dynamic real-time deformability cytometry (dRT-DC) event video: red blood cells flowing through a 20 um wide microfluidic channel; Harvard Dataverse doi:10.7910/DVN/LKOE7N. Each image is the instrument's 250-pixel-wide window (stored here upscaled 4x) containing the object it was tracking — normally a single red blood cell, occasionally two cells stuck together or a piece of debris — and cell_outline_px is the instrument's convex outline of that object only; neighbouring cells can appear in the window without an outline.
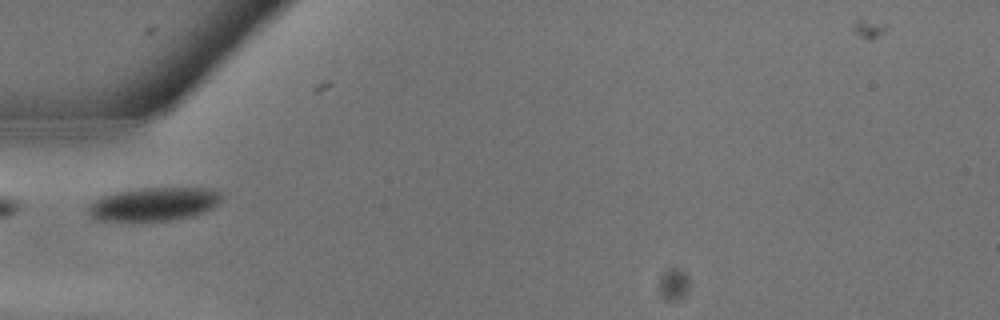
{"species": "common noctule bat (a hibernating species)", "species_latin": "Nyctalus noctula", "temperature_condition": "warm", "stored_images_in_passage": 20, "camera_frame_rate_fps": 3000, "um_per_image_px": 0.085, "animal": {"sex": "male", "body_mass_g": 13.3}, "frame": {"image": 1, "passage_image": 1, "time_ms": 0.0, "image_size_px": [1000, 320], "cell_outline_px": [[220, 200], [212, 208], [204, 212], [192, 216], [176, 220], [92, 220], [88, 216], [88, 208], [96, 200], [104, 196], [116, 192], [140, 188], [216, 188], [220, 192]], "centroid_in_image_um": [13.1, 17.35], "position_along_channel_um": 71.9, "area_um2": 25.78}}
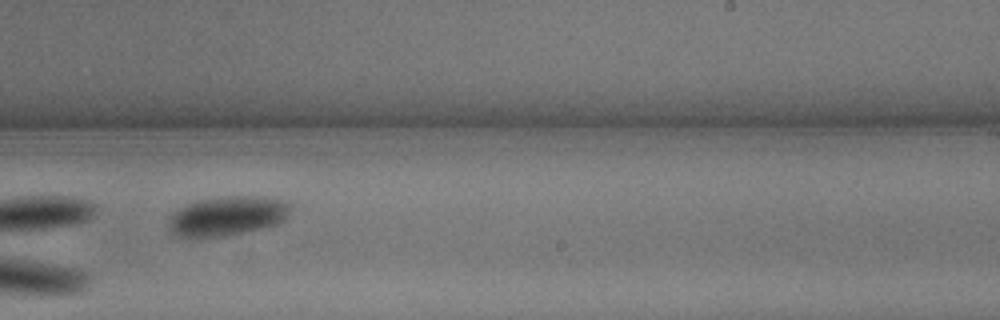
{"frame": {"image": 2, "passage_image": 9, "time_ms": 2.667, "image_size_px": [1000, 320], "cell_outline_px": [[292, 208], [284, 220], [276, 224], [264, 228], [228, 236], [200, 240], [188, 240], [176, 236], [168, 228], [168, 224], [172, 216], [180, 208], [188, 204], [200, 200], [228, 196], [264, 196], [288, 200], [292, 204]], "centroid_in_image_um": [19.35, 18.4], "position_along_channel_um": 269.7, "area_um2": 28.9}}